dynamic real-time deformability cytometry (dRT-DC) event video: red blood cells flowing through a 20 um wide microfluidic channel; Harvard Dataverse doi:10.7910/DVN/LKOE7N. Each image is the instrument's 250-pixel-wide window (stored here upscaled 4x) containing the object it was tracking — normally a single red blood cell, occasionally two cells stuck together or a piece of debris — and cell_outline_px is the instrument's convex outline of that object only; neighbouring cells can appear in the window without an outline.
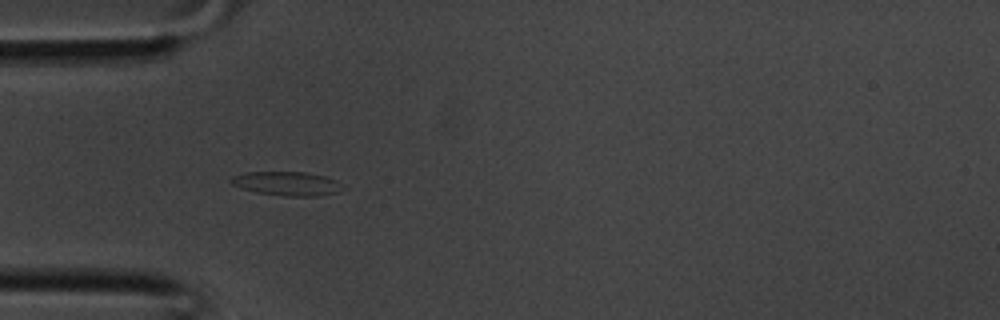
{"species": "common noctule bat (a hibernating species)", "species_latin": "Nyctalus noctula", "temperature_condition": "room temperature", "stored_images_in_passage": 26, "camera_frame_rate_fps": 3000, "um_per_image_px": 0.085, "animal": {"sex": "male", "body_mass_g": 20.1, "forearm_length_mm": 53.5}, "frame": {"image": 1, "passage_image": 2, "time_ms": 0.333, "image_size_px": [1000, 320], "cell_outline_px": [[348, 188], [340, 192], [316, 196], [284, 196], [256, 192], [232, 184], [228, 180], [232, 176], [244, 172], [304, 172], [324, 176], [336, 180]], "centroid_in_image_um": [24.44, 15.6], "position_along_channel_um": 60.6, "area_um2": 15.72}}
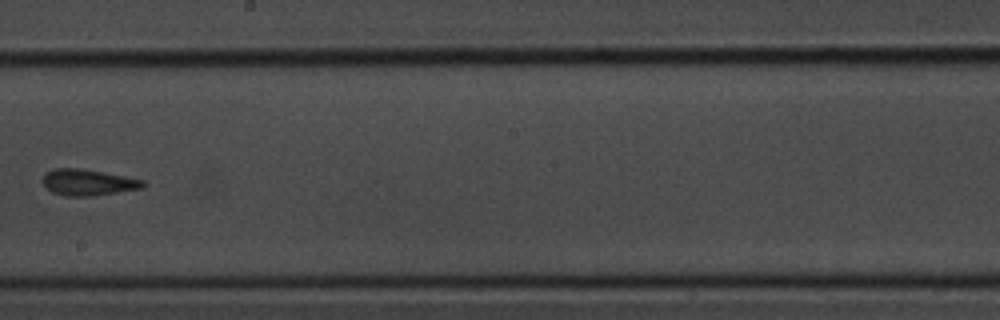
{"frame": {"image": 2, "passage_image": 12, "time_ms": 3.667, "image_size_px": [1000, 320], "cell_outline_px": [[144, 184], [140, 188], [92, 196], [68, 196], [52, 192], [40, 180], [48, 172], [56, 168], [80, 168], [124, 176], [144, 180]], "centroid_in_image_um": [7.44, 15.5], "position_along_channel_um": 240.8, "area_um2": 14.97}}
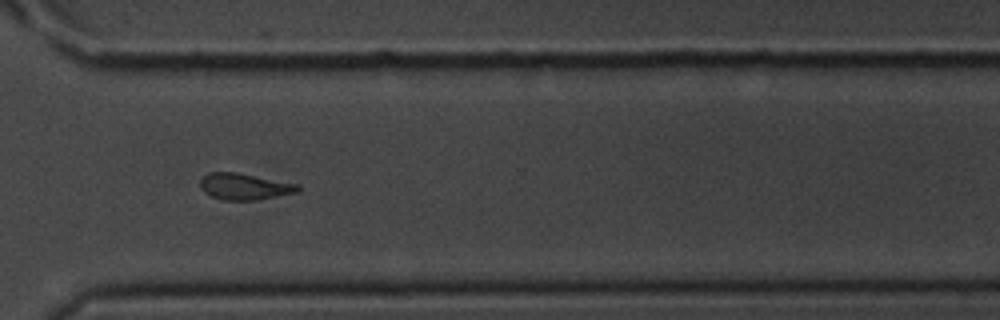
{"frame": {"image": 3, "passage_image": 18, "time_ms": 5.667, "image_size_px": [1000, 320], "cell_outline_px": [[300, 188], [296, 192], [252, 200], [224, 200], [212, 196], [204, 192], [200, 188], [200, 176], [208, 172], [236, 172], [300, 184]], "centroid_in_image_um": [20.72, 15.83], "position_along_channel_um": 349.9, "area_um2": 14.97}}